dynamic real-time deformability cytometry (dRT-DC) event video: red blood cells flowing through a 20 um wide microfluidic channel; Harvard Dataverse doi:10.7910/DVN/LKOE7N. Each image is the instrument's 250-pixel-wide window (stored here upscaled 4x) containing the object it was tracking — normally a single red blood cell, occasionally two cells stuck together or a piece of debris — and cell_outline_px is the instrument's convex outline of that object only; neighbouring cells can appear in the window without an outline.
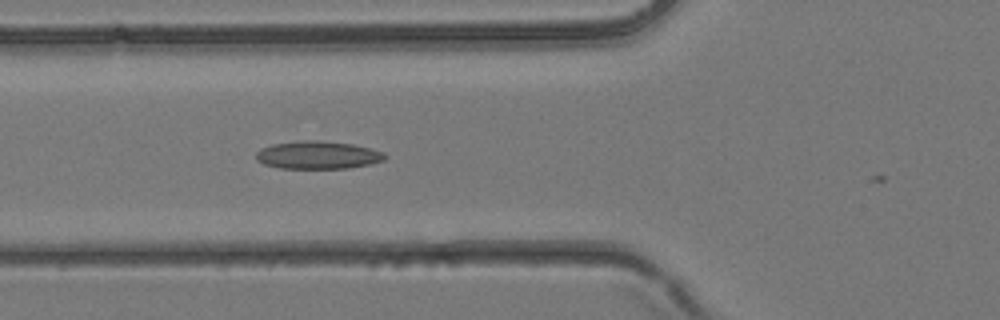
{"species": "common noctule bat (a hibernating species)", "species_latin": "Nyctalus noctula", "temperature_condition": "room temperature", "stored_images_in_passage": 6, "camera_frame_rate_fps": 3000, "um_per_image_px": 0.085, "animal": {"sex": "female", "body_mass_g": 24.6, "forearm_length_mm": 56.2}, "frame": {"image": 1, "passage_image": 5, "time_ms": 1.333, "image_size_px": [1000, 320], "cell_outline_px": [[388, 156], [384, 160], [368, 164], [348, 168], [280, 168], [264, 164], [256, 160], [256, 152], [260, 148], [272, 144], [304, 140], [316, 140], [352, 144], [384, 152]], "centroid_in_image_um": [26.99, 13.18], "position_along_channel_um": 98.8, "area_um2": 20.81}}